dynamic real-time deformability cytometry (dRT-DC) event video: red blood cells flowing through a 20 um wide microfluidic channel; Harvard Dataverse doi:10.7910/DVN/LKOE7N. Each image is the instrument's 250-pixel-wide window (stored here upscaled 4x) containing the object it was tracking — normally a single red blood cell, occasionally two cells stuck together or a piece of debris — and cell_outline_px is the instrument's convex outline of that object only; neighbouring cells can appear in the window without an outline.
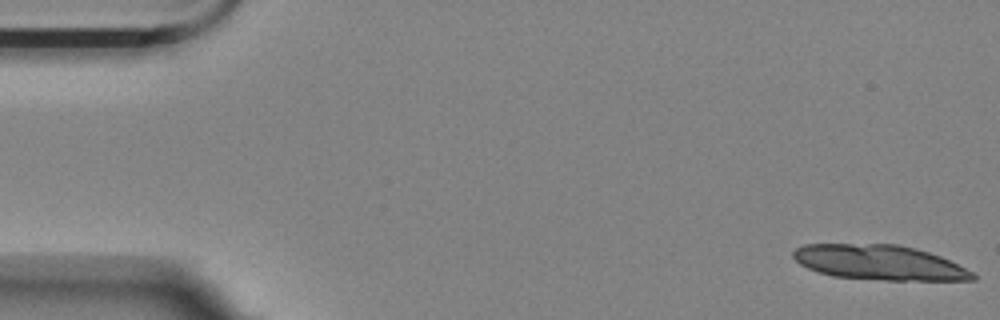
{"species": "Egyptian fruit bat (a non-hibernating species)", "species_latin": "Rousettus aegyptiacus", "temperature_condition": "room temperature", "stored_images_in_passage": 7, "camera_frame_rate_fps": 3000, "um_per_image_px": 0.085, "animal": {"sex": "female"}, "frame": {"image": 1, "passage_image": 1, "time_ms": 0.0, "image_size_px": [1000, 320], "cell_outline_px": [[976, 280], [884, 280], [832, 276], [808, 268], [800, 264], [792, 256], [792, 252], [796, 248], [804, 244], [896, 244], [916, 248], [940, 256], [972, 272], [976, 276]], "centroid_in_image_um": [74.71, 22.31], "position_along_channel_um": 10.3, "area_um2": 36.3}}